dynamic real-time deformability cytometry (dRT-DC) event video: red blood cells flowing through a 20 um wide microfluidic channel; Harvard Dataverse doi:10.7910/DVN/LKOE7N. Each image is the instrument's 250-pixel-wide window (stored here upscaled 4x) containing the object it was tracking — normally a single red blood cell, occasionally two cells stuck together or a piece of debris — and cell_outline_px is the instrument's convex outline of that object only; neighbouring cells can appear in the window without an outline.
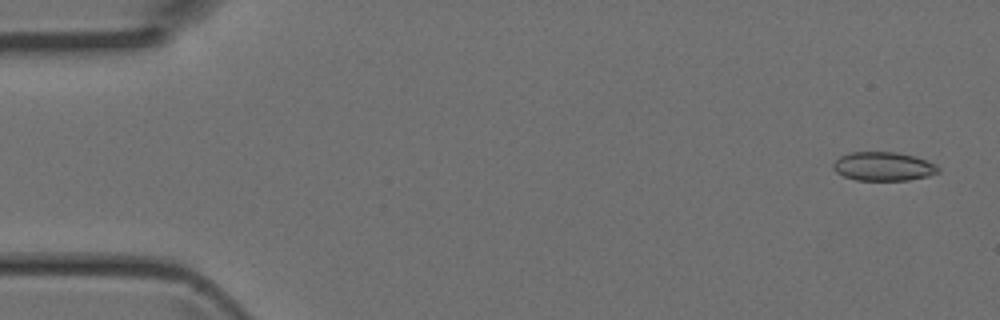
{"species": "Egyptian fruit bat (a non-hibernating species)", "species_latin": "Rousettus aegyptiacus", "temperature_condition": "room temperature", "stored_images_in_passage": 4, "camera_frame_rate_fps": 3000, "um_per_image_px": 0.085, "animal": {"sex": "female"}, "frame": {"image": 1, "passage_image": 1, "time_ms": 0.0, "image_size_px": [1000, 320], "cell_outline_px": [[940, 172], [928, 176], [908, 180], [856, 180], [844, 176], [836, 172], [832, 168], [832, 164], [840, 156], [848, 152], [896, 152], [916, 156], [936, 164], [940, 168]], "centroid_in_image_um": [75.09, 14.14], "position_along_channel_um": 9.9, "area_um2": 17.8}}
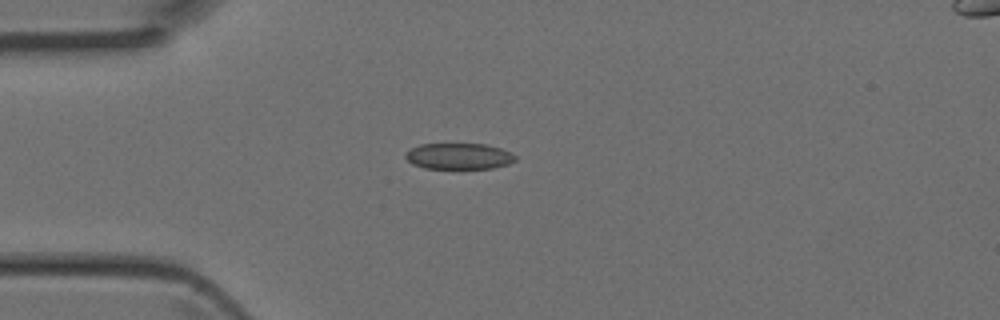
{"frame": {"image": 2, "passage_image": 4, "time_ms": 1.0, "image_size_px": [1000, 320], "cell_outline_px": [[516, 160], [508, 164], [492, 168], [424, 168], [412, 164], [404, 156], [404, 152], [420, 144], [484, 144], [500, 148], [512, 152], [516, 156]], "centroid_in_image_um": [39.0, 13.27], "position_along_channel_um": 46.0, "area_um2": 16.7}}